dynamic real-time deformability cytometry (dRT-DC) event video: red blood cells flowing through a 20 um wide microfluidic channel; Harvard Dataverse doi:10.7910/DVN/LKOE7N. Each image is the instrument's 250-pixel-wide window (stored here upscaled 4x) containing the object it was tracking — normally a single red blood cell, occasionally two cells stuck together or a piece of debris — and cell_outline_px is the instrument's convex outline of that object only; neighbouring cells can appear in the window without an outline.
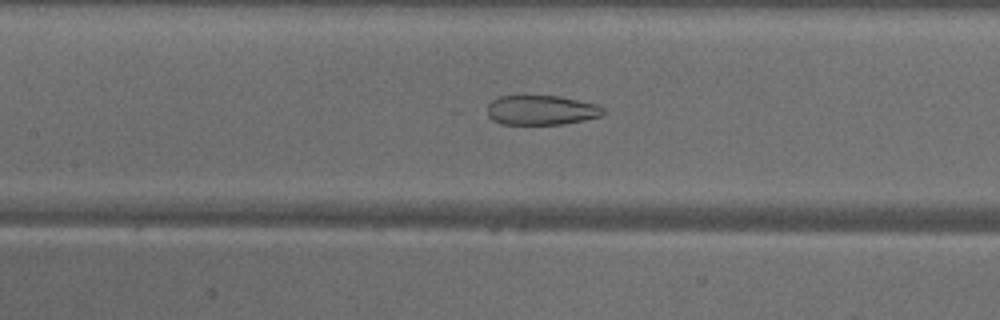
{"species": "common noctule bat (a hibernating species)", "species_latin": "Nyctalus noctula", "temperature_condition": "warm", "stored_images_in_passage": 47, "camera_frame_rate_fps": 3000, "um_per_image_px": 0.085, "animal": {"sex": "male", "body_mass_g": 18.8}, "frame": {"image": 1, "passage_image": 20, "time_ms": 6.333, "image_size_px": [1000, 320], "cell_outline_px": [[604, 112], [600, 116], [584, 120], [564, 124], [500, 124], [492, 120], [488, 116], [488, 104], [492, 100], [500, 96], [560, 96], [600, 104], [604, 108]], "centroid_in_image_um": [46.03, 9.36], "position_along_channel_um": 161.4, "area_um2": 20.17}}
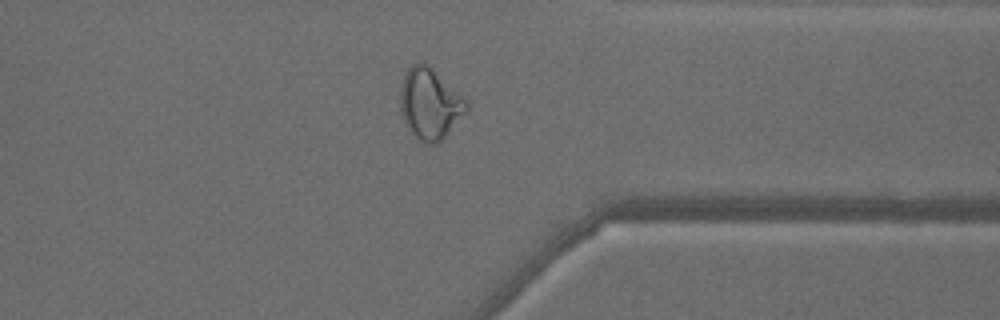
{"frame": {"image": 2, "passage_image": 36, "time_ms": 11.667, "image_size_px": [1000, 320], "cell_outline_px": [[468, 112], [436, 144], [428, 144], [420, 140], [412, 132], [404, 120], [400, 112], [400, 88], [404, 72], [416, 60], [428, 64], [468, 100]], "centroid_in_image_um": [36.54, 8.77], "position_along_channel_um": 374.9, "area_um2": 27.51}}
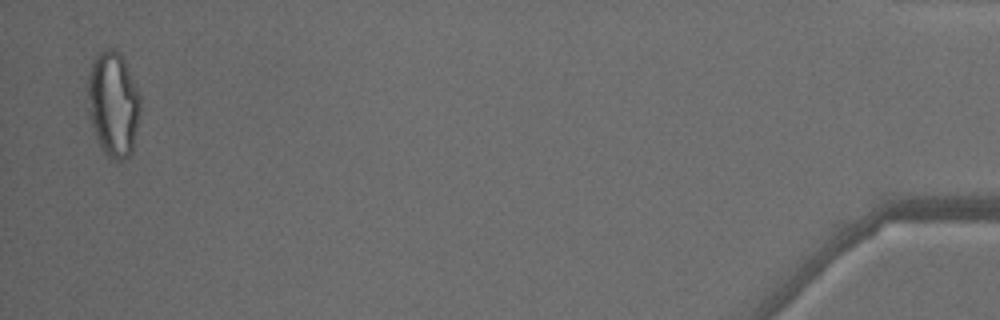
{"frame": {"image": 3, "passage_image": 46, "time_ms": 15.0, "image_size_px": [1000, 320], "cell_outline_px": [[140, 112], [132, 152], [120, 164], [112, 160], [100, 148], [92, 124], [88, 96], [88, 76], [92, 60], [96, 52], [104, 48], [112, 48], [120, 52], [124, 60], [140, 96]], "centroid_in_image_um": [9.63, 8.84], "position_along_channel_um": 425.6, "area_um2": 32.31}, "authors_computed_cell_mechanics": {"area_um2": 27.9174, "velocity_mm_per_s": 4.1374, "shape_relaxation_time_tau1_ms": null, "shape_relaxation_time_tau2_ms": 1.2735, "deformation_change_tau1": null, "deformation_change_tau2": 0.0918}}